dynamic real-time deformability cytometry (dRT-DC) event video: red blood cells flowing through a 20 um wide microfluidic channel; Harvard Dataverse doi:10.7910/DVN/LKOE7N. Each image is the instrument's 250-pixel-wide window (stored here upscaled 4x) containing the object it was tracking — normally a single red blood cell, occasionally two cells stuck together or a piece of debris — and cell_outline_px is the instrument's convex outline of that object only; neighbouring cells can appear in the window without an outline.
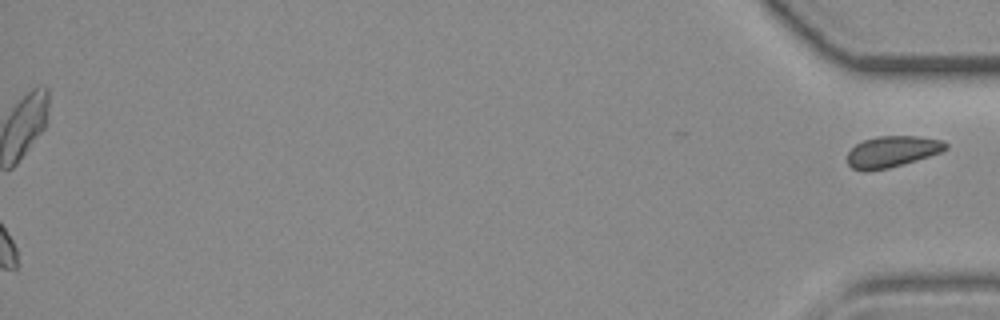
{"species": "common noctule bat (a hibernating species)", "species_latin": "Nyctalus noctula", "temperature_condition": "room temperature", "stored_images_in_passage": 36, "camera_frame_rate_fps": 3000, "um_per_image_px": 0.085, "animal": {"sex": "female", "body_mass_g": 19.3, "forearm_length_mm": 54.1}, "frame": {"image": 1, "passage_image": 36, "time_ms": 11.667, "image_size_px": [1000, 320], "cell_outline_px": [[948, 148], [940, 152], [916, 160], [888, 168], [864, 172], [852, 168], [848, 164], [848, 152], [856, 144], [864, 140], [876, 136], [920, 136], [944, 140], [948, 144]], "centroid_in_image_um": [75.84, 12.88], "position_along_channel_um": 359.4, "area_um2": 17.92}}